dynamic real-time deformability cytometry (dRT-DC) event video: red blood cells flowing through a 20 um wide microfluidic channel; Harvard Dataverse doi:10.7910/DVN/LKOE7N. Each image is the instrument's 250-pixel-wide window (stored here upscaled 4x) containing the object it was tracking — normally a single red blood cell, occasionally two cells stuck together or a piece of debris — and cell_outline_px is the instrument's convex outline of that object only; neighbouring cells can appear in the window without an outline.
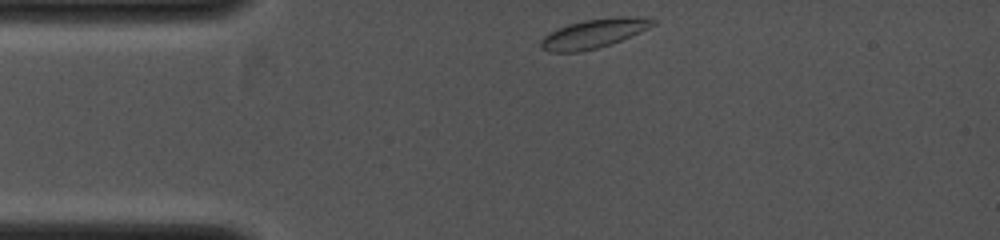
{"species": "common noctule bat (a hibernating species)", "species_latin": "Nyctalus noctula", "temperature_condition": "cold", "stored_images_in_passage": 2, "camera_frame_rate_fps": 4000, "um_per_image_px": 0.085, "animal": {"sex": "female", "body_mass_g": 19.0, "forearm_length_mm": 53.3}, "frame": {"image": 1, "passage_image": 1, "time_ms": 0.0, "image_size_px": [1000, 240], "cell_outline_px": [[656, 24], [640, 32], [612, 44], [580, 52], [552, 52], [540, 48], [540, 40], [544, 36], [568, 24], [584, 20], [616, 16], [644, 16], [656, 20]], "centroid_in_image_um": [50.52, 2.84], "position_along_channel_um": 34.5, "area_um2": 19.07}}